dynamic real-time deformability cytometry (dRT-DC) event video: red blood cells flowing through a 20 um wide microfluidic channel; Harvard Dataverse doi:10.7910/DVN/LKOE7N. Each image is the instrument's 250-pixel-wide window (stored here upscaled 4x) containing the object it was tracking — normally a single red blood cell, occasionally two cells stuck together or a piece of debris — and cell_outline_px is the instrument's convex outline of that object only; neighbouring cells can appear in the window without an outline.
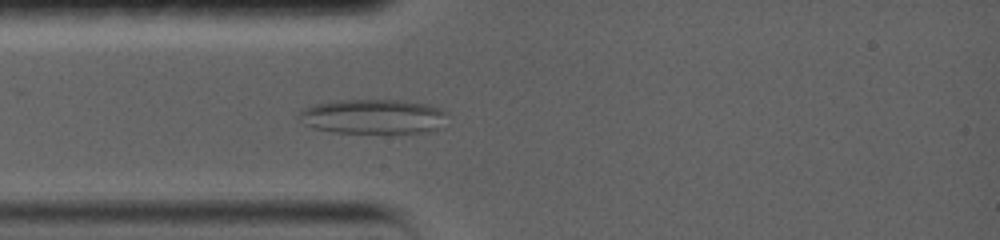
{"species": "common noctule bat (a hibernating species)", "species_latin": "Nyctalus noctula", "temperature_condition": "warm", "stored_images_in_passage": 23, "camera_frame_rate_fps": 5000, "um_per_image_px": 0.085, "animal": {"sex": "female", "body_mass_g": 19.0, "forearm_length_mm": 56.7}, "frame": {"image": 1, "passage_image": 5, "time_ms": 2.8, "image_size_px": [1000, 240], "cell_outline_px": [[444, 112], [436, 128], [432, 132], [332, 132], [312, 128], [304, 124], [296, 116], [304, 108], [312, 104], [336, 100], [400, 100], [424, 104], [436, 108]], "centroid_in_image_um": [31.54, 9.89], "position_along_channel_um": 53.5, "area_um2": 29.3}}
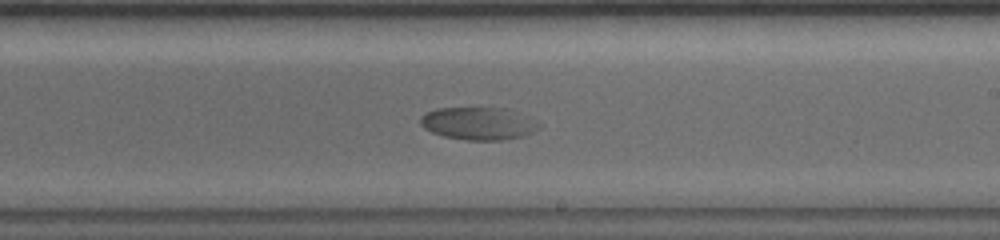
{"frame": {"image": 2, "passage_image": 13, "time_ms": 8.4, "image_size_px": [1000, 240], "cell_outline_px": [[540, 128], [524, 136], [500, 140], [464, 140], [444, 136], [432, 132], [424, 128], [420, 124], [420, 116], [424, 112], [436, 108], [472, 104], [508, 108], [536, 120], [540, 124]], "centroid_in_image_um": [40.63, 10.43], "position_along_channel_um": 248.4, "area_um2": 23.76}}
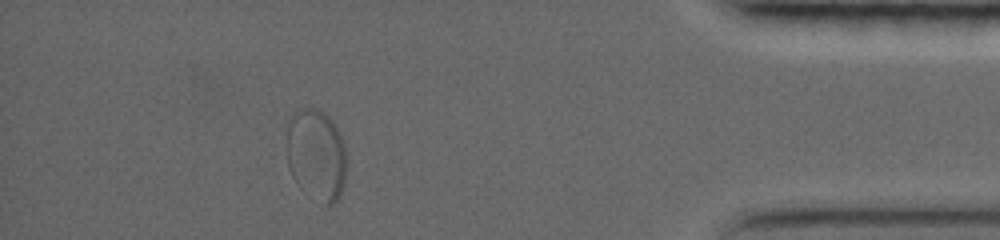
{"frame": {"image": 3, "passage_image": 21, "time_ms": 14.4, "image_size_px": [1000, 240], "cell_outline_px": [[344, 184], [336, 200], [332, 204], [324, 204], [296, 180], [292, 176], [288, 168], [288, 124], [292, 116], [300, 108], [316, 108], [324, 112], [332, 120], [340, 136], [344, 148]], "centroid_in_image_um": [26.88, 13.09], "position_along_channel_um": 408.3, "area_um2": 30.69}}